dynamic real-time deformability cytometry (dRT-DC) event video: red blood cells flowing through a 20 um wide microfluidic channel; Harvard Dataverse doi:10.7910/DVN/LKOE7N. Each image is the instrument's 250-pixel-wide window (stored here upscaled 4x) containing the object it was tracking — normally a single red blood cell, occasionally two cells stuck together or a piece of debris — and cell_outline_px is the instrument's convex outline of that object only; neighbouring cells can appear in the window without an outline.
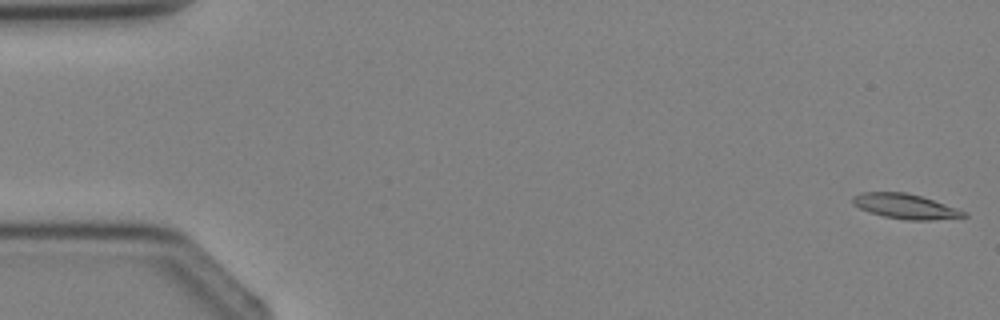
{"species": "Egyptian fruit bat (a non-hibernating species)", "species_latin": "Rousettus aegyptiacus", "temperature_condition": "cold", "stored_images_in_passage": 4, "camera_frame_rate_fps": 3000, "um_per_image_px": 0.085, "animal": {"sex": "female"}, "frame": {"image": 1, "passage_image": 1, "time_ms": 0.0, "image_size_px": [1000, 320], "cell_outline_px": [[968, 216], [932, 220], [908, 220], [884, 216], [860, 208], [852, 204], [852, 196], [864, 192], [904, 192], [920, 196], [968, 212]], "centroid_in_image_um": [76.95, 17.54], "position_along_channel_um": 8.0, "area_um2": 15.84}}
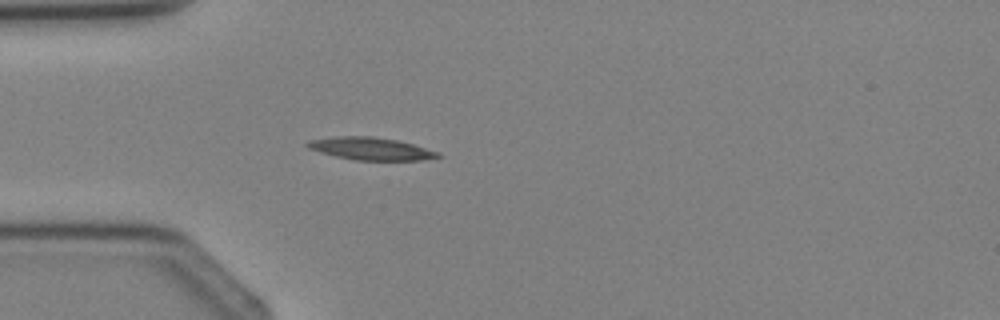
{"frame": {"image": 2, "passage_image": 4, "time_ms": 3.333, "image_size_px": [1000, 320], "cell_outline_px": [[444, 156], [424, 160], [356, 160], [336, 156], [320, 152], [308, 148], [304, 144], [308, 140], [336, 136], [372, 136], [396, 140], [412, 144], [440, 152]], "centroid_in_image_um": [31.52, 12.63], "position_along_channel_um": 53.5, "area_um2": 17.17}}